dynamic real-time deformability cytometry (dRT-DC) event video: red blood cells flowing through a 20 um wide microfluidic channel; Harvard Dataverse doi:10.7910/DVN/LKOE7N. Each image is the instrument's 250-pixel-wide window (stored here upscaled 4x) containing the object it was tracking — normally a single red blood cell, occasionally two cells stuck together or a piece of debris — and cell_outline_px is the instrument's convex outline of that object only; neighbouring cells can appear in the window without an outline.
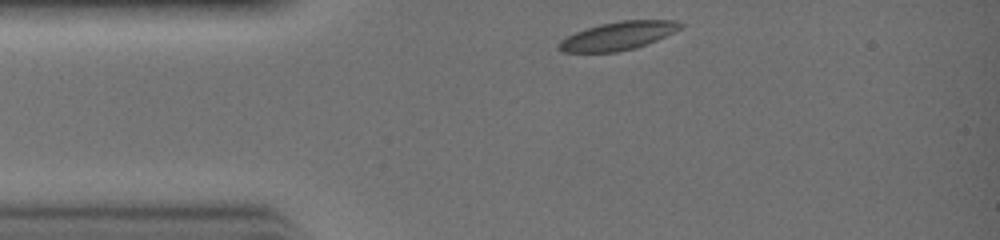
{"species": "common noctule bat (a hibernating species)", "species_latin": "Nyctalus noctula", "temperature_condition": "warm", "stored_images_in_passage": 22, "camera_frame_rate_fps": 3000, "um_per_image_px": 0.085, "animal": {"sex": "female", "body_mass_g": 19.0, "forearm_length_mm": 51.5}, "frame": {"image": 1, "passage_image": 1, "time_ms": 0.0, "image_size_px": [1000, 240], "cell_outline_px": [[684, 24], [680, 28], [656, 40], [636, 48], [616, 52], [564, 52], [556, 48], [556, 44], [560, 40], [576, 32], [600, 24], [620, 20], [676, 20]], "centroid_in_image_um": [52.5, 3.05], "position_along_channel_um": 32.5, "area_um2": 19.88}}
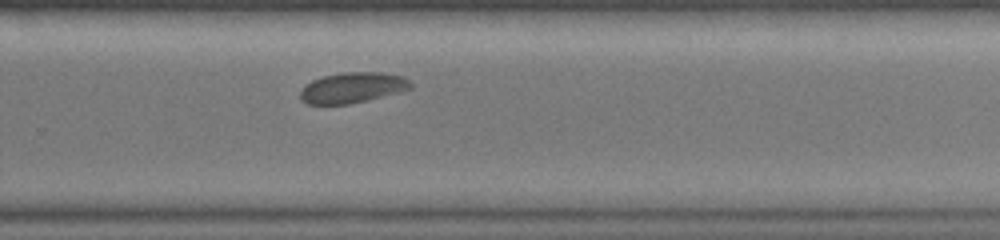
{"frame": {"image": 2, "passage_image": 16, "time_ms": 5.0, "image_size_px": [1000, 240], "cell_outline_px": [[412, 88], [400, 92], [368, 100], [348, 104], [308, 104], [300, 100], [300, 92], [304, 84], [312, 80], [324, 76], [344, 72], [384, 72], [400, 76], [408, 80], [412, 84]], "centroid_in_image_um": [29.94, 7.45], "position_along_channel_um": 299.9, "area_um2": 19.71}}
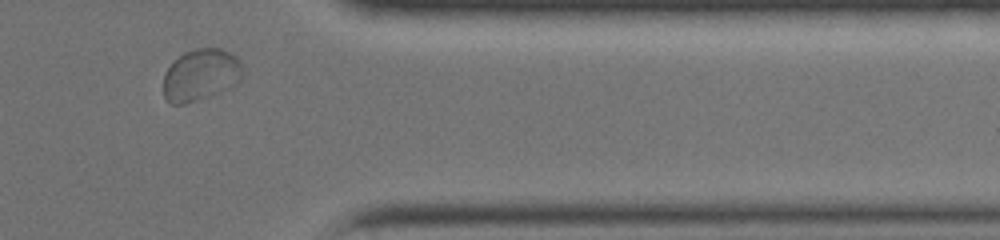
{"frame": {"image": 3, "passage_image": 21, "time_ms": 6.667, "image_size_px": [1000, 240], "cell_outline_px": [[244, 76], [236, 84], [220, 92], [184, 104], [172, 104], [164, 96], [164, 76], [172, 60], [184, 52], [196, 48], [220, 48], [236, 56], [240, 60], [244, 72]], "centroid_in_image_um": [17.09, 6.34], "position_along_channel_um": 394.3, "area_um2": 24.04}}